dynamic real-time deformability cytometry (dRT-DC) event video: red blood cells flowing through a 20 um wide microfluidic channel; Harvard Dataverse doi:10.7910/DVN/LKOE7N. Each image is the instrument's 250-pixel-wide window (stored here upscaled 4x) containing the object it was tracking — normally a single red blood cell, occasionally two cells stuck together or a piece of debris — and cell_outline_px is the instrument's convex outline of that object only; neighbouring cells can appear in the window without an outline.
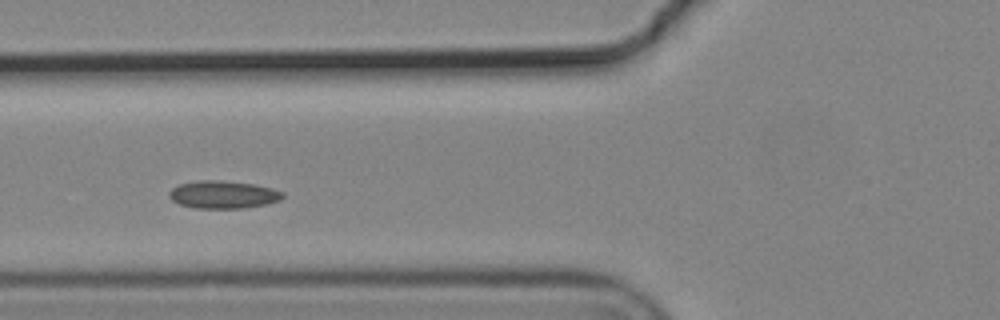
{"species": "common noctule bat (a hibernating species)", "species_latin": "Nyctalus noctula", "temperature_condition": "cold", "stored_images_in_passage": 4, "camera_frame_rate_fps": 3000, "um_per_image_px": 0.085, "animal": {"sex": "male", "body_mass_g": 19.2, "forearm_length_mm": 51.8}, "frame": {"image": 1, "passage_image": 4, "time_ms": 1.0, "image_size_px": [1000, 320], "cell_outline_px": [[284, 196], [280, 200], [268, 204], [244, 208], [192, 208], [180, 204], [172, 200], [168, 196], [168, 192], [172, 188], [180, 184], [200, 180], [220, 180], [256, 184], [272, 188], [284, 192]], "centroid_in_image_um": [18.98, 16.54], "position_along_channel_um": 106.8, "area_um2": 18.5}}